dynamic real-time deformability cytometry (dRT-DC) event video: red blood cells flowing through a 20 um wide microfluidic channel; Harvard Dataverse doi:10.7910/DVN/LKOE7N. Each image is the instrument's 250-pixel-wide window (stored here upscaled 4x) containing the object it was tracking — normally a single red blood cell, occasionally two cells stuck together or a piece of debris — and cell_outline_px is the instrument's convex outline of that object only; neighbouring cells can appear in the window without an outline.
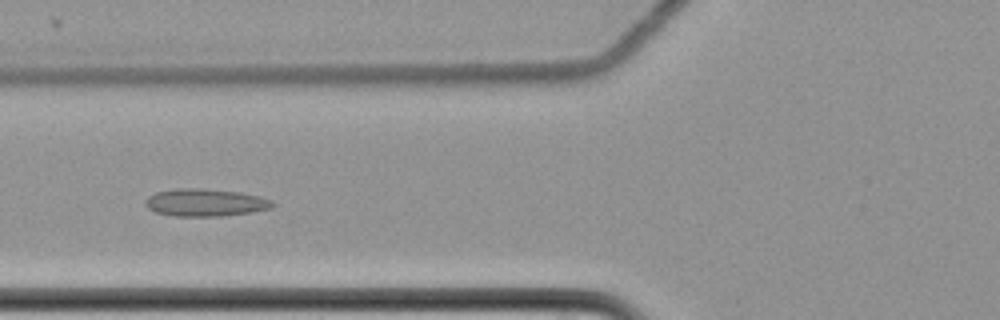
{"species": "common noctule bat (a hibernating species)", "species_latin": "Nyctalus noctula", "temperature_condition": "cold", "stored_images_in_passage": 16, "camera_frame_rate_fps": 3000, "um_per_image_px": 0.085, "animal": {"sex": "female", "body_mass_g": 22.7, "forearm_length_mm": 54.2}, "frame": {"image": 1, "passage_image": 7, "time_ms": 2.0, "image_size_px": [1000, 320], "cell_outline_px": [[276, 204], [272, 208], [248, 212], [220, 216], [172, 216], [156, 212], [148, 208], [144, 204], [144, 200], [148, 196], [156, 192], [180, 188], [200, 188], [240, 192], [260, 196], [272, 200]], "centroid_in_image_um": [17.44, 17.21], "position_along_channel_um": 108.4, "area_um2": 20.4}}
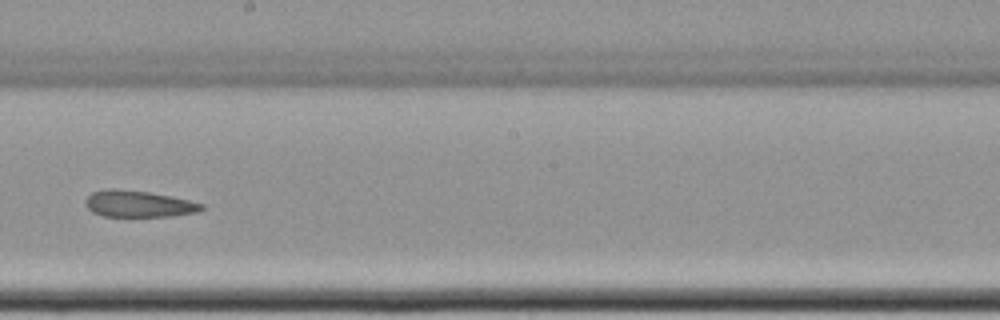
{"frame": {"image": 2, "passage_image": 10, "time_ms": 3.0, "image_size_px": [1000, 320], "cell_outline_px": [[204, 208], [196, 212], [172, 216], [104, 216], [92, 212], [84, 204], [84, 200], [92, 192], [112, 188], [148, 192], [188, 200], [204, 204]], "centroid_in_image_um": [11.74, 17.33], "position_along_channel_um": 236.5, "area_um2": 17.74}}
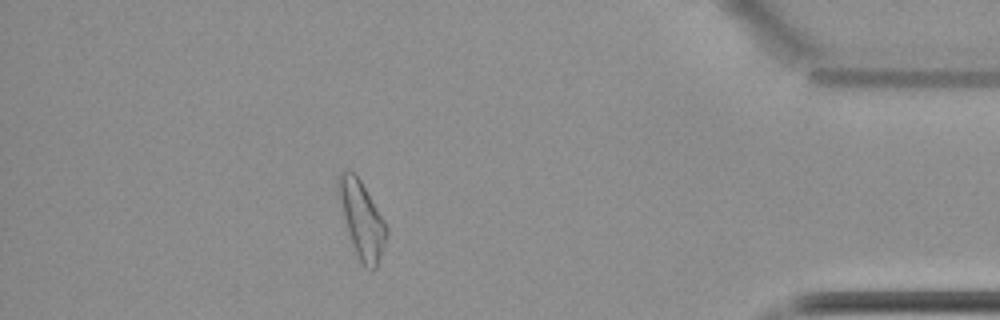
{"frame": {"image": 3, "passage_image": 15, "time_ms": 4.667, "image_size_px": [1000, 320], "cell_outline_px": [[388, 232], [376, 268], [372, 268], [364, 264], [360, 260], [352, 244], [348, 232], [336, 184], [340, 172], [348, 168], [356, 172], [384, 220], [388, 228]], "centroid_in_image_um": [30.74, 18.56], "position_along_channel_um": 404.5, "area_um2": 20.92}}